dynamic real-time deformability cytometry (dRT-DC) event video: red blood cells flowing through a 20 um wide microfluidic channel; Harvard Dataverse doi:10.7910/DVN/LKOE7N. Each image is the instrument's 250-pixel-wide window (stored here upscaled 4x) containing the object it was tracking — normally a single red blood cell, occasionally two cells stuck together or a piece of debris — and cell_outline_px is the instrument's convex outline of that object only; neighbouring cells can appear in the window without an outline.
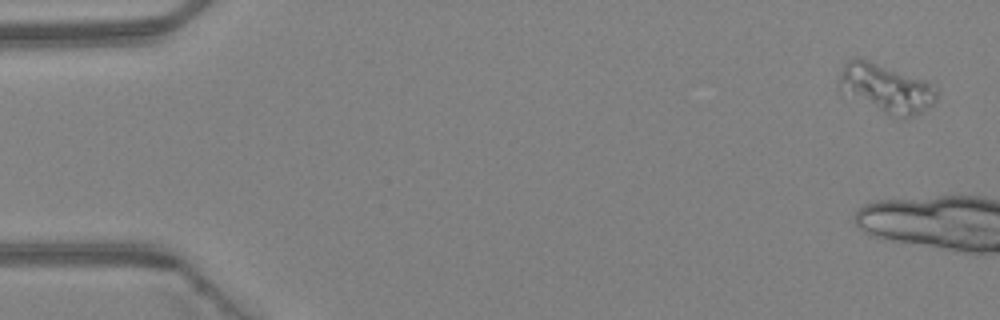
{"species": "Egyptian fruit bat (a non-hibernating species)", "species_latin": "Rousettus aegyptiacus", "temperature_condition": "warm", "stored_images_in_passage": 5, "camera_frame_rate_fps": 3000, "um_per_image_px": 0.085, "animal": {"sex": "female"}, "frame": {"image": 1, "passage_image": 5, "time_ms": 1.333, "image_size_px": [1000, 320], "cell_outline_px": [[940, 92], [936, 100], [928, 108], [904, 120], [900, 120], [888, 116], [840, 92], [840, 76], [844, 64], [848, 60], [856, 56], [860, 56], [928, 80]], "centroid_in_image_um": [75.35, 7.51], "position_along_channel_um": 9.6, "area_um2": 28.67}}